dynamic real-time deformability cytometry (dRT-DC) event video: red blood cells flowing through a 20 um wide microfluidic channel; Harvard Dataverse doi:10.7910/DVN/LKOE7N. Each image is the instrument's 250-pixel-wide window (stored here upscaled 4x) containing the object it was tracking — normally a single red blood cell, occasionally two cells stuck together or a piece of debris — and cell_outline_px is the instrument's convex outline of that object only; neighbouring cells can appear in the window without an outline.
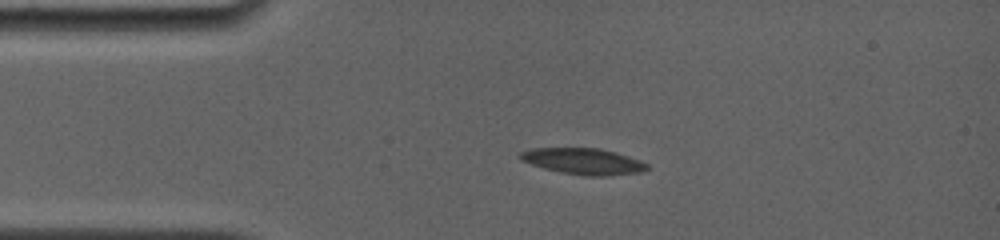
{"species": "common noctule bat (a hibernating species)", "species_latin": "Nyctalus noctula", "temperature_condition": "room temperature", "stored_images_in_passage": 13, "camera_frame_rate_fps": 4000, "um_per_image_px": 0.085, "animal": {"sex": "female", "body_mass_g": 19.0, "forearm_length_mm": 56.7}, "frame": {"image": 1, "passage_image": 6, "time_ms": 3.0, "image_size_px": [1000, 240], "cell_outline_px": [[648, 168], [640, 172], [608, 176], [584, 176], [560, 172], [544, 168], [520, 160], [516, 156], [520, 152], [532, 148], [600, 148], [616, 152], [640, 160], [648, 164]], "centroid_in_image_um": [49.56, 13.71], "position_along_channel_um": 35.4, "area_um2": 19.48}}
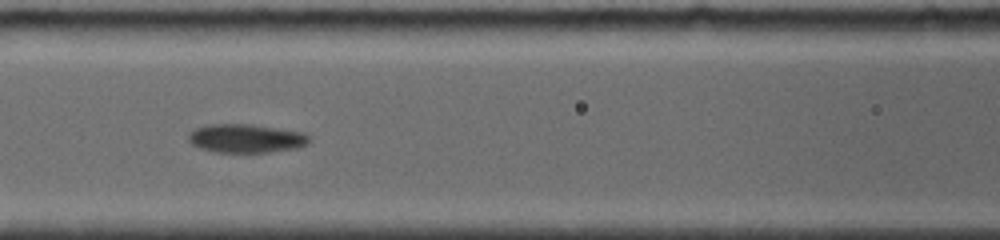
{"frame": {"image": 2, "passage_image": 9, "time_ms": 6.75, "image_size_px": [1000, 240], "cell_outline_px": [[308, 144], [296, 148], [268, 152], [216, 152], [200, 148], [192, 144], [188, 140], [188, 132], [196, 128], [208, 124], [252, 124], [304, 132], [308, 136]], "centroid_in_image_um": [20.89, 11.75], "position_along_channel_um": 145.7, "area_um2": 20.17}}
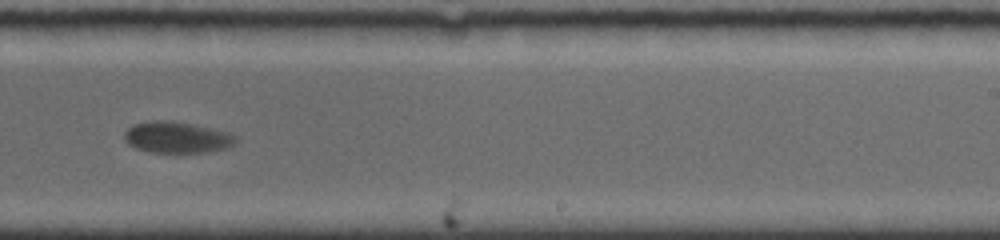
{"frame": {"image": 3, "passage_image": 12, "time_ms": 10.25, "image_size_px": [1000, 240], "cell_outline_px": [[236, 140], [232, 144], [224, 148], [208, 152], [148, 152], [136, 148], [128, 144], [124, 140], [124, 132], [132, 124], [152, 120], [164, 120], [192, 124], [228, 132], [236, 136]], "centroid_in_image_um": [14.97, 11.67], "position_along_channel_um": 274.0, "area_um2": 20.17}}